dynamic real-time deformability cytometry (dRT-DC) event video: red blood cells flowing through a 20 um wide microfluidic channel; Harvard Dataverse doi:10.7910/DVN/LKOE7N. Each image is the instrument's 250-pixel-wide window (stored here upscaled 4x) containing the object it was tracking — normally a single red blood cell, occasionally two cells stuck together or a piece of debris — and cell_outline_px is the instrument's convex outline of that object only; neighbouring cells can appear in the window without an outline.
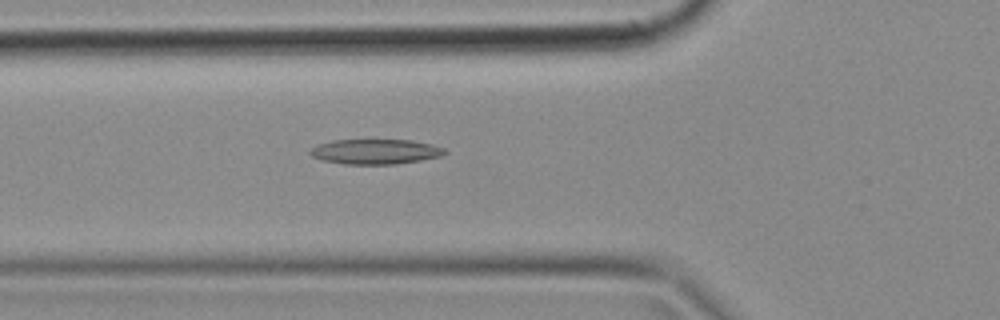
{"species": "common noctule bat (a hibernating species)", "species_latin": "Nyctalus noctula", "temperature_condition": "cold", "stored_images_in_passage": 49, "camera_frame_rate_fps": 3000, "um_per_image_px": 0.085, "animal": {"sex": "female", "body_mass_g": 18.4}, "frame": {"image": 1, "passage_image": 17, "time_ms": 5.333, "image_size_px": [1000, 320], "cell_outline_px": [[448, 152], [440, 156], [420, 160], [396, 164], [344, 164], [320, 160], [312, 156], [308, 152], [312, 148], [320, 144], [332, 140], [372, 136], [412, 140], [432, 144], [444, 148]], "centroid_in_image_um": [31.89, 12.83], "position_along_channel_um": 93.9, "area_um2": 20.75}}
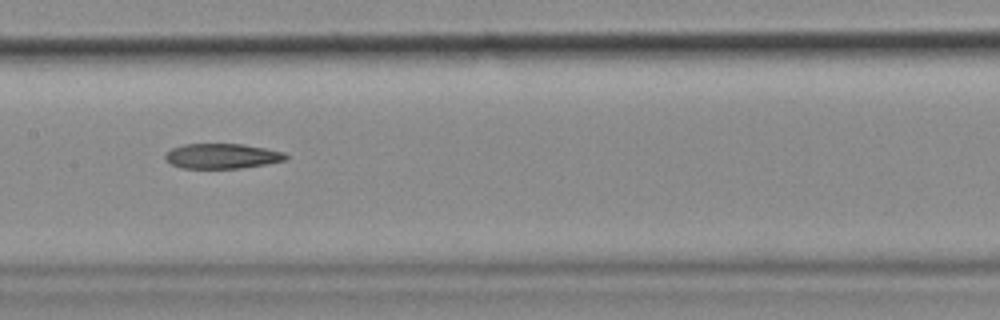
{"frame": {"image": 2, "passage_image": 24, "time_ms": 7.667, "image_size_px": [1000, 320], "cell_outline_px": [[288, 156], [284, 160], [264, 164], [240, 168], [180, 168], [164, 160], [164, 152], [172, 148], [184, 144], [240, 144], [264, 148], [284, 152]], "centroid_in_image_um": [18.79, 13.26], "position_along_channel_um": 188.6, "area_um2": 17.51}}
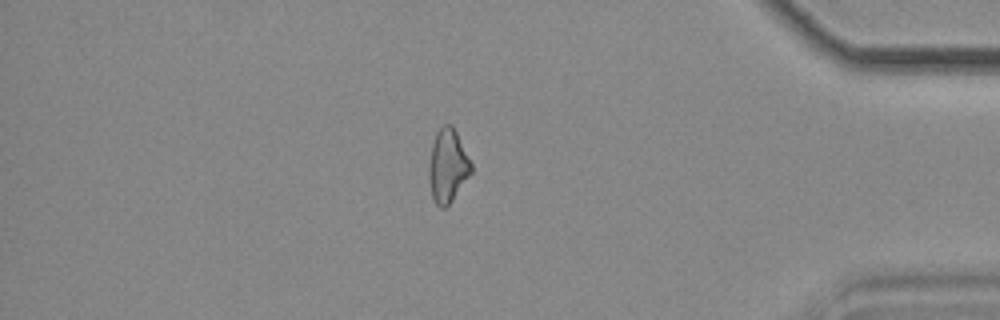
{"frame": {"image": 3, "passage_image": 42, "time_ms": 13.667, "image_size_px": [1000, 320], "cell_outline_px": [[472, 172], [452, 200], [444, 208], [440, 208], [436, 204], [432, 196], [428, 176], [428, 168], [432, 144], [436, 132], [444, 124], [452, 124], [472, 164]], "centroid_in_image_um": [38.04, 14.09], "position_along_channel_um": 397.2, "area_um2": 17.92}}